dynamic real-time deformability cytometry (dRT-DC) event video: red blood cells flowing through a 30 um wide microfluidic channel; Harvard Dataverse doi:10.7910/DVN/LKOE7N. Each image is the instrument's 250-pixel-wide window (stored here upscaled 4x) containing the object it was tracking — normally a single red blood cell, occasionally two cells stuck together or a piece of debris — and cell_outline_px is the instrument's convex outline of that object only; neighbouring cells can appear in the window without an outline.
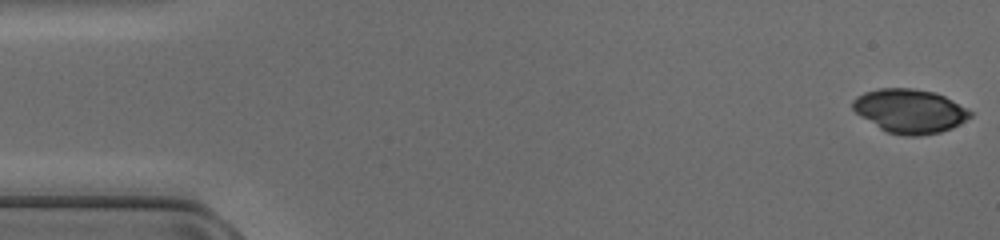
{"species": "common noctule bat (a hibernating species)", "species_latin": "Nyctalus noctula", "temperature_condition": "cold", "stored_images_in_passage": 48, "camera_frame_rate_fps": 3000, "um_per_image_px": 0.085, "animal": {"sex": "female", "body_mass_g": 17.0, "forearm_length_mm": 48.0}, "frame": {"image": 1, "passage_image": 1, "time_ms": 0.0, "image_size_px": [1000, 240], "cell_outline_px": [[972, 116], [960, 124], [952, 128], [940, 132], [916, 136], [908, 136], [888, 132], [880, 128], [856, 112], [852, 108], [852, 100], [856, 96], [864, 92], [880, 88], [912, 88], [936, 92], [968, 108], [972, 112]], "centroid_in_image_um": [77.35, 9.42], "position_along_channel_um": 7.6, "area_um2": 30.0}}
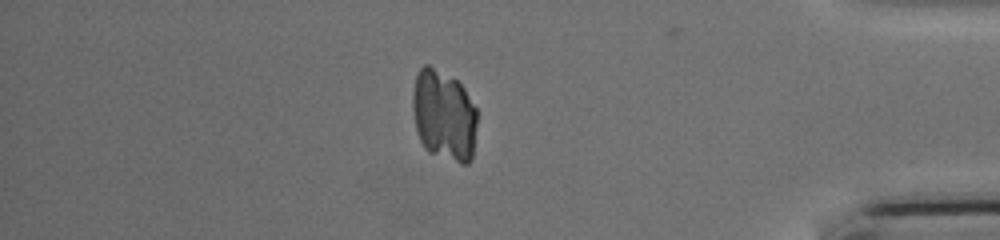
{"frame": {"image": 2, "passage_image": 41, "time_ms": 13.333, "image_size_px": [1000, 240], "cell_outline_px": [[476, 124], [472, 160], [468, 164], [460, 164], [428, 152], [424, 148], [420, 140], [416, 128], [412, 108], [412, 92], [416, 76], [420, 68], [424, 64], [428, 64], [456, 80], [464, 88], [476, 108]], "centroid_in_image_um": [37.72, 9.82], "position_along_channel_um": 397.5, "area_um2": 34.39}}
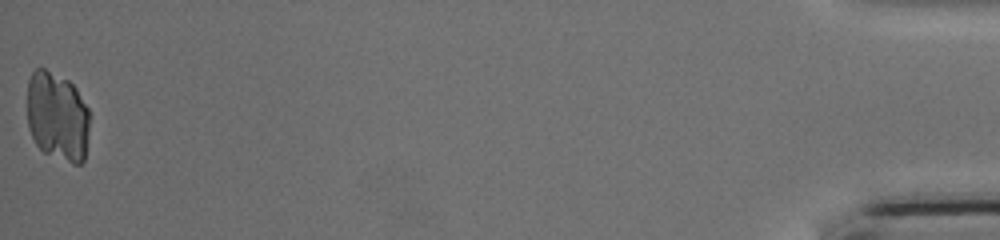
{"frame": {"image": 3, "passage_image": 48, "time_ms": 15.667, "image_size_px": [1000, 240], "cell_outline_px": [[88, 128], [84, 160], [80, 164], [72, 164], [44, 152], [36, 144], [28, 128], [28, 80], [32, 72], [36, 68], [44, 68], [68, 80], [76, 88], [88, 108]], "centroid_in_image_um": [4.87, 9.89], "position_along_channel_um": 430.3, "area_um2": 32.37}}